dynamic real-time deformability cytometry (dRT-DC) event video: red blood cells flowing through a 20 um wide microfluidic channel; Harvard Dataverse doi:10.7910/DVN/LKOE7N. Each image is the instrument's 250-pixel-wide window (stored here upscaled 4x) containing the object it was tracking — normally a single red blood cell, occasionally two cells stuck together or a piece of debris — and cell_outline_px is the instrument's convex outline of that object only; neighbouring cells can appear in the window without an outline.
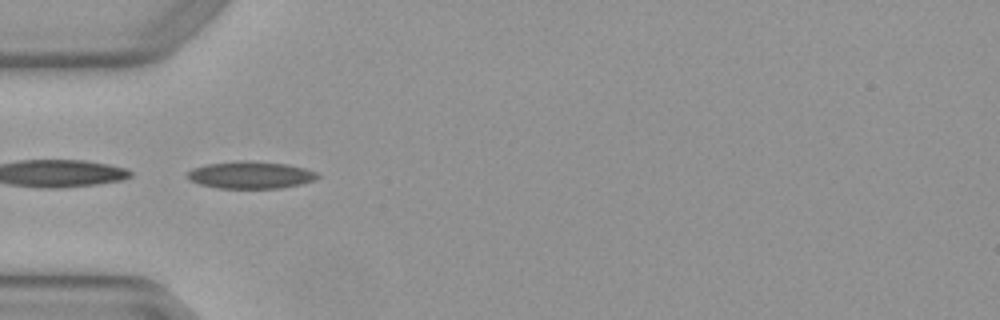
{"species": "Egyptian fruit bat (a non-hibernating species)", "species_latin": "Rousettus aegyptiacus", "temperature_condition": "warm", "stored_images_in_passage": 4, "segment_of_instrument_passage": [2, 2], "camera_frame_rate_fps": 3000, "um_per_image_px": 0.085, "animal": {"sex": "female"}, "frame": {"image": 1, "passage_image": 4, "time_ms": 1.0, "image_size_px": [1000, 320], "cell_outline_px": [[320, 176], [312, 180], [300, 184], [280, 188], [220, 188], [200, 184], [192, 180], [188, 176], [188, 172], [192, 168], [208, 164], [240, 160], [252, 160], [288, 164], [304, 168], [316, 172]], "centroid_in_image_um": [21.32, 14.86], "position_along_channel_um": 63.7, "area_um2": 20.46}}